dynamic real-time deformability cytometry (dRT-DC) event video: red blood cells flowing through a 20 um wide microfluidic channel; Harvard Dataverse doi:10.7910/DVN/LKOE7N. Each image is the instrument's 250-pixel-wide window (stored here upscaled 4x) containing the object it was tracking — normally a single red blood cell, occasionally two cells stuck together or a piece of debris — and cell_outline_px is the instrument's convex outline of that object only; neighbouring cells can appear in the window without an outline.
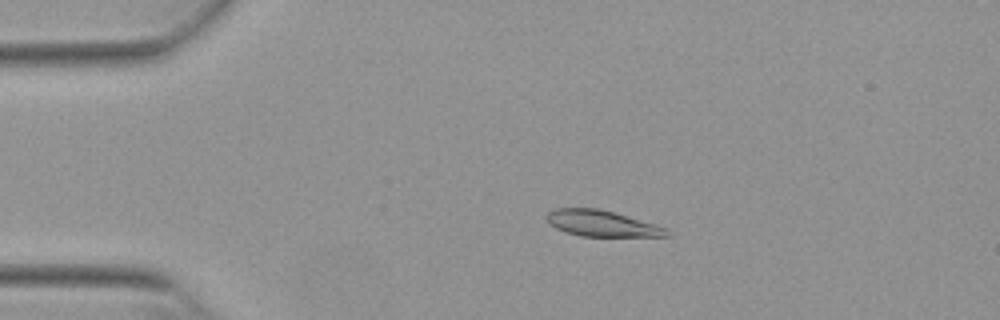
{"species": "Egyptian fruit bat (a non-hibernating species)", "species_latin": "Rousettus aegyptiacus", "temperature_condition": "warm", "stored_images_in_passage": 53, "camera_frame_rate_fps": 3000, "um_per_image_px": 0.085, "animal": {"sex": "female"}, "frame": {"image": 1, "passage_image": 11, "time_ms": 3.333, "image_size_px": [1000, 320], "cell_outline_px": [[672, 236], [580, 236], [564, 232], [548, 224], [544, 216], [548, 212], [556, 208], [596, 208], [612, 212], [656, 224], [668, 228], [672, 232]], "centroid_in_image_um": [51.14, 19.0], "position_along_channel_um": 33.9, "area_um2": 18.38}}
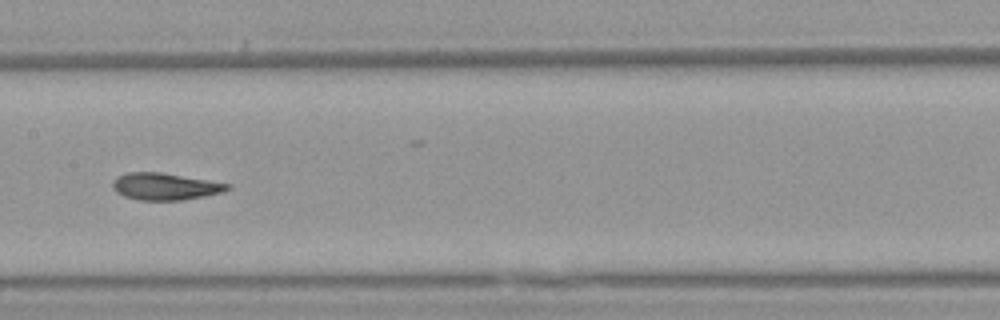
{"frame": {"image": 2, "passage_image": 27, "time_ms": 8.667, "image_size_px": [1000, 320], "cell_outline_px": [[232, 188], [224, 192], [204, 196], [180, 200], [140, 200], [124, 196], [116, 192], [112, 188], [112, 180], [116, 176], [128, 172], [160, 172], [232, 184]], "centroid_in_image_um": [14.03, 15.84], "position_along_channel_um": 193.4, "area_um2": 18.15}}
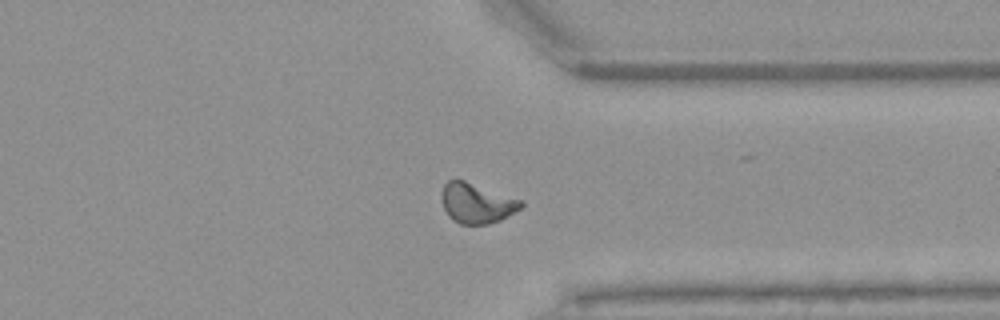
{"frame": {"image": 3, "passage_image": 41, "time_ms": 13.333, "image_size_px": [1000, 320], "cell_outline_px": [[524, 204], [520, 208], [500, 220], [488, 224], [460, 224], [452, 220], [448, 216], [440, 200], [440, 192], [444, 184], [448, 180], [464, 180], [524, 200]], "centroid_in_image_um": [40.49, 17.26], "position_along_channel_um": 370.9, "area_um2": 18.73}, "authors_computed_cell_mechanics": {"area_um2": 18.3804, "velocity_mm_per_s": 3.8508, "shape_relaxation_time_tau1_ms": 9.9043, "shape_relaxation_time_tau2_ms": 1.7004, "deformation_change_tau1": 0.2576, "deformation_change_tau2": 0.0676}}